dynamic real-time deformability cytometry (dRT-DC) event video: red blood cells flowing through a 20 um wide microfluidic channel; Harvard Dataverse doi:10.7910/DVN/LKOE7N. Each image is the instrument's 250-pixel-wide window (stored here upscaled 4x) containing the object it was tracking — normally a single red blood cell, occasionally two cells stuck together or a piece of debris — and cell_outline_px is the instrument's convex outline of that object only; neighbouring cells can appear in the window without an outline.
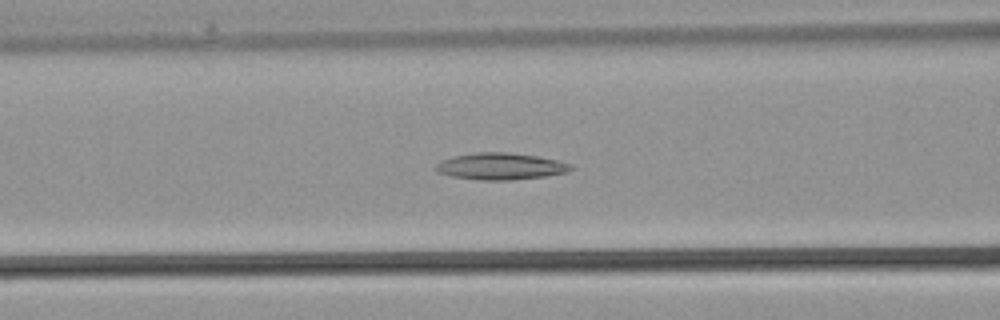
{"species": "common noctule bat (a hibernating species)", "species_latin": "Nyctalus noctula", "temperature_condition": "warm", "stored_images_in_passage": 36, "camera_frame_rate_fps": 3000, "um_per_image_px": 0.085, "animal": {"sex": "male", "body_mass_g": 21.5, "forearm_length_mm": 52.0}, "frame": {"image": 1, "passage_image": 14, "time_ms": 4.333, "image_size_px": [1000, 320], "cell_outline_px": [[576, 168], [568, 172], [544, 176], [512, 180], [480, 180], [452, 176], [436, 172], [436, 164], [452, 156], [476, 152], [508, 152], [536, 156], [556, 160], [572, 164]], "centroid_in_image_um": [42.58, 14.13], "position_along_channel_um": 124.0, "area_um2": 21.04}}
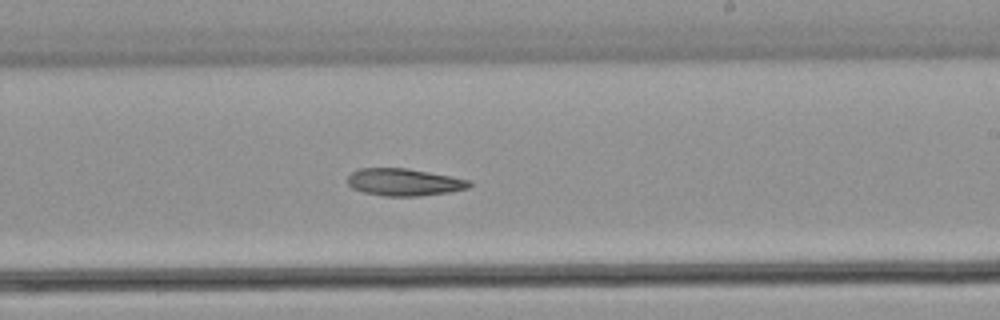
{"frame": {"image": 2, "passage_image": 21, "time_ms": 6.667, "image_size_px": [1000, 320], "cell_outline_px": [[472, 184], [468, 188], [452, 192], [420, 196], [384, 196], [364, 192], [352, 188], [348, 184], [348, 176], [352, 172], [360, 168], [408, 168], [472, 180]], "centroid_in_image_um": [34.38, 15.48], "position_along_channel_um": 254.6, "area_um2": 19.48}}
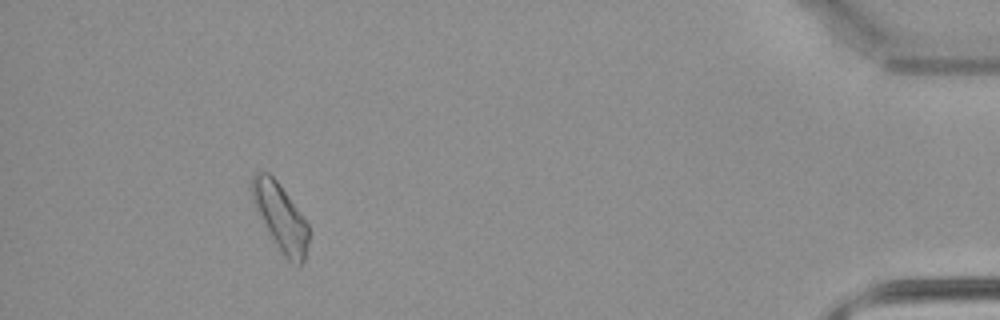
{"frame": {"image": 3, "passage_image": 33, "time_ms": 10.667, "image_size_px": [1000, 320], "cell_outline_px": [[308, 244], [304, 260], [300, 268], [288, 260], [280, 252], [268, 232], [252, 200], [252, 176], [256, 172], [268, 172], [280, 184], [308, 224]], "centroid_in_image_um": [23.85, 18.49], "position_along_channel_um": 411.3, "area_um2": 21.91}}